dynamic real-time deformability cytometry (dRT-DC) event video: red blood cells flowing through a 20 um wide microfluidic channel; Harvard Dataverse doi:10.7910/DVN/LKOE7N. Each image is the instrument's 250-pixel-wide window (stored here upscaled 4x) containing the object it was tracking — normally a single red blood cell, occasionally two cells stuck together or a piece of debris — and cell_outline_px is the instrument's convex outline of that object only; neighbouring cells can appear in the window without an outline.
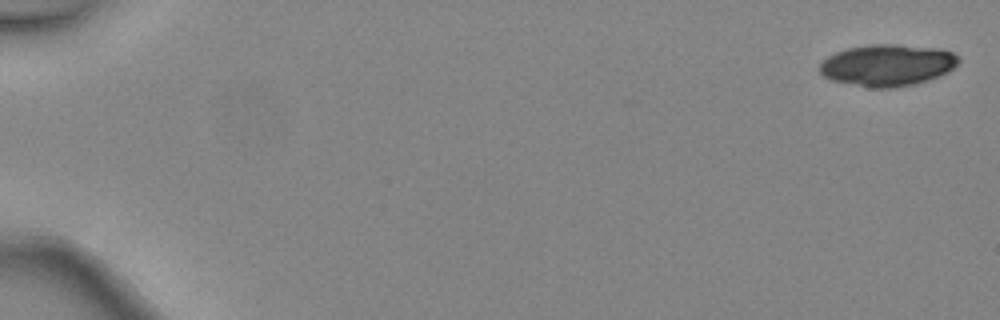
{"species": "common noctule bat (a hibernating species)", "species_latin": "Nyctalus noctula", "temperature_condition": "warm", "stored_images_in_passage": 5, "camera_frame_rate_fps": 3000, "um_per_image_px": 0.085, "animal": {"sex": "female", "body_mass_g": 24.6, "forearm_length_mm": 56.2}, "frame": {"image": 1, "passage_image": 1, "time_ms": 0.0, "image_size_px": [1000, 320], "cell_outline_px": [[960, 60], [948, 72], [928, 80], [912, 84], [892, 88], [872, 88], [828, 80], [820, 72], [820, 64], [828, 56], [836, 52], [848, 48], [868, 44], [896, 44], [936, 48], [952, 52]], "centroid_in_image_um": [75.4, 5.54], "position_along_channel_um": 9.6, "area_um2": 33.64}}